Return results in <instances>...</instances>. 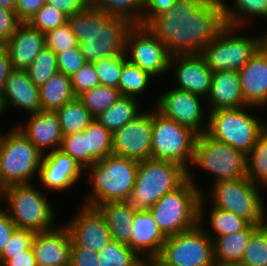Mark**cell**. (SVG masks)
Here are the masks:
<instances>
[{"mask_svg":"<svg viewBox=\"0 0 267 266\" xmlns=\"http://www.w3.org/2000/svg\"><path fill=\"white\" fill-rule=\"evenodd\" d=\"M45 45L55 53L77 47L79 42L68 23L44 33Z\"/></svg>","mask_w":267,"mask_h":266,"instance_id":"44","label":"cell"},{"mask_svg":"<svg viewBox=\"0 0 267 266\" xmlns=\"http://www.w3.org/2000/svg\"><path fill=\"white\" fill-rule=\"evenodd\" d=\"M152 76L128 60L123 64L119 81L121 96L139 97L148 88ZM137 95V96H136Z\"/></svg>","mask_w":267,"mask_h":266,"instance_id":"37","label":"cell"},{"mask_svg":"<svg viewBox=\"0 0 267 266\" xmlns=\"http://www.w3.org/2000/svg\"><path fill=\"white\" fill-rule=\"evenodd\" d=\"M203 194L199 201V223L186 231L168 236L159 256L172 266H216L213 240L202 226Z\"/></svg>","mask_w":267,"mask_h":266,"instance_id":"10","label":"cell"},{"mask_svg":"<svg viewBox=\"0 0 267 266\" xmlns=\"http://www.w3.org/2000/svg\"><path fill=\"white\" fill-rule=\"evenodd\" d=\"M56 54L59 72L69 77H72L87 63L78 46Z\"/></svg>","mask_w":267,"mask_h":266,"instance_id":"48","label":"cell"},{"mask_svg":"<svg viewBox=\"0 0 267 266\" xmlns=\"http://www.w3.org/2000/svg\"><path fill=\"white\" fill-rule=\"evenodd\" d=\"M90 5L132 25H142L143 0H90Z\"/></svg>","mask_w":267,"mask_h":266,"instance_id":"33","label":"cell"},{"mask_svg":"<svg viewBox=\"0 0 267 266\" xmlns=\"http://www.w3.org/2000/svg\"><path fill=\"white\" fill-rule=\"evenodd\" d=\"M59 149L70 155L82 168L88 167V143L85 130L63 136Z\"/></svg>","mask_w":267,"mask_h":266,"instance_id":"45","label":"cell"},{"mask_svg":"<svg viewBox=\"0 0 267 266\" xmlns=\"http://www.w3.org/2000/svg\"><path fill=\"white\" fill-rule=\"evenodd\" d=\"M171 67L175 69L173 75L179 84L176 89L188 91L203 98L208 97L213 72L201 54L173 55L170 58L169 69H172Z\"/></svg>","mask_w":267,"mask_h":266,"instance_id":"18","label":"cell"},{"mask_svg":"<svg viewBox=\"0 0 267 266\" xmlns=\"http://www.w3.org/2000/svg\"><path fill=\"white\" fill-rule=\"evenodd\" d=\"M13 69L26 70L45 45L44 33L22 22L14 35L3 44Z\"/></svg>","mask_w":267,"mask_h":266,"instance_id":"21","label":"cell"},{"mask_svg":"<svg viewBox=\"0 0 267 266\" xmlns=\"http://www.w3.org/2000/svg\"><path fill=\"white\" fill-rule=\"evenodd\" d=\"M227 25L242 27L247 16H258L267 19V0H234L233 8L220 0ZM245 18V19H244Z\"/></svg>","mask_w":267,"mask_h":266,"instance_id":"35","label":"cell"},{"mask_svg":"<svg viewBox=\"0 0 267 266\" xmlns=\"http://www.w3.org/2000/svg\"><path fill=\"white\" fill-rule=\"evenodd\" d=\"M191 164L212 173L213 184L247 177L246 154L206 133L197 136Z\"/></svg>","mask_w":267,"mask_h":266,"instance_id":"12","label":"cell"},{"mask_svg":"<svg viewBox=\"0 0 267 266\" xmlns=\"http://www.w3.org/2000/svg\"><path fill=\"white\" fill-rule=\"evenodd\" d=\"M100 266H140L139 257L128 245L111 240L98 253Z\"/></svg>","mask_w":267,"mask_h":266,"instance_id":"38","label":"cell"},{"mask_svg":"<svg viewBox=\"0 0 267 266\" xmlns=\"http://www.w3.org/2000/svg\"><path fill=\"white\" fill-rule=\"evenodd\" d=\"M120 97L119 89L100 85L83 92L77 98L91 115L97 118L103 111L110 108Z\"/></svg>","mask_w":267,"mask_h":266,"instance_id":"36","label":"cell"},{"mask_svg":"<svg viewBox=\"0 0 267 266\" xmlns=\"http://www.w3.org/2000/svg\"><path fill=\"white\" fill-rule=\"evenodd\" d=\"M126 61V55L123 53L117 57L103 58L93 62L100 85L119 89L120 76Z\"/></svg>","mask_w":267,"mask_h":266,"instance_id":"42","label":"cell"},{"mask_svg":"<svg viewBox=\"0 0 267 266\" xmlns=\"http://www.w3.org/2000/svg\"><path fill=\"white\" fill-rule=\"evenodd\" d=\"M200 97L188 91L174 88L159 95L155 109L164 117L175 120L200 135L206 133L208 127L203 123L206 120L203 117Z\"/></svg>","mask_w":267,"mask_h":266,"instance_id":"16","label":"cell"},{"mask_svg":"<svg viewBox=\"0 0 267 266\" xmlns=\"http://www.w3.org/2000/svg\"><path fill=\"white\" fill-rule=\"evenodd\" d=\"M140 266H172L159 255L149 256L141 259Z\"/></svg>","mask_w":267,"mask_h":266,"instance_id":"57","label":"cell"},{"mask_svg":"<svg viewBox=\"0 0 267 266\" xmlns=\"http://www.w3.org/2000/svg\"><path fill=\"white\" fill-rule=\"evenodd\" d=\"M82 170L70 155L58 149L43 154L38 178L48 189L66 190L79 181Z\"/></svg>","mask_w":267,"mask_h":266,"instance_id":"20","label":"cell"},{"mask_svg":"<svg viewBox=\"0 0 267 266\" xmlns=\"http://www.w3.org/2000/svg\"><path fill=\"white\" fill-rule=\"evenodd\" d=\"M209 217L210 225L212 226L211 229L215 230L216 233L214 234L215 236H212L207 232V235H209L212 240L216 237L243 230L250 224L243 217L215 206L212 207Z\"/></svg>","mask_w":267,"mask_h":266,"instance_id":"40","label":"cell"},{"mask_svg":"<svg viewBox=\"0 0 267 266\" xmlns=\"http://www.w3.org/2000/svg\"><path fill=\"white\" fill-rule=\"evenodd\" d=\"M138 164L137 160L111 153L88 166L93 193L83 205L96 208L105 202L121 201L133 191Z\"/></svg>","mask_w":267,"mask_h":266,"instance_id":"4","label":"cell"},{"mask_svg":"<svg viewBox=\"0 0 267 266\" xmlns=\"http://www.w3.org/2000/svg\"><path fill=\"white\" fill-rule=\"evenodd\" d=\"M237 29L239 27L227 25L202 51L212 72L239 71L257 51L259 36H239L235 34Z\"/></svg>","mask_w":267,"mask_h":266,"instance_id":"13","label":"cell"},{"mask_svg":"<svg viewBox=\"0 0 267 266\" xmlns=\"http://www.w3.org/2000/svg\"><path fill=\"white\" fill-rule=\"evenodd\" d=\"M125 55L129 62L148 72L152 77L169 71L171 55L167 46L146 26L132 25L128 30Z\"/></svg>","mask_w":267,"mask_h":266,"instance_id":"14","label":"cell"},{"mask_svg":"<svg viewBox=\"0 0 267 266\" xmlns=\"http://www.w3.org/2000/svg\"><path fill=\"white\" fill-rule=\"evenodd\" d=\"M31 183L4 188V199L9 204L7 214L18 229L35 233L50 230L54 228V211L45 194Z\"/></svg>","mask_w":267,"mask_h":266,"instance_id":"8","label":"cell"},{"mask_svg":"<svg viewBox=\"0 0 267 266\" xmlns=\"http://www.w3.org/2000/svg\"><path fill=\"white\" fill-rule=\"evenodd\" d=\"M35 232L29 229H16L10 241L0 254V266H2L9 258L14 257L32 247Z\"/></svg>","mask_w":267,"mask_h":266,"instance_id":"46","label":"cell"},{"mask_svg":"<svg viewBox=\"0 0 267 266\" xmlns=\"http://www.w3.org/2000/svg\"><path fill=\"white\" fill-rule=\"evenodd\" d=\"M27 23L34 29L45 33L67 23V16L45 3Z\"/></svg>","mask_w":267,"mask_h":266,"instance_id":"43","label":"cell"},{"mask_svg":"<svg viewBox=\"0 0 267 266\" xmlns=\"http://www.w3.org/2000/svg\"><path fill=\"white\" fill-rule=\"evenodd\" d=\"M187 179V170L172 161L147 159L139 161L133 191L122 200L127 208L140 213L150 209L165 194Z\"/></svg>","mask_w":267,"mask_h":266,"instance_id":"3","label":"cell"},{"mask_svg":"<svg viewBox=\"0 0 267 266\" xmlns=\"http://www.w3.org/2000/svg\"><path fill=\"white\" fill-rule=\"evenodd\" d=\"M191 1L204 2L205 0H191Z\"/></svg>","mask_w":267,"mask_h":266,"instance_id":"63","label":"cell"},{"mask_svg":"<svg viewBox=\"0 0 267 266\" xmlns=\"http://www.w3.org/2000/svg\"><path fill=\"white\" fill-rule=\"evenodd\" d=\"M153 109L151 158L175 162L188 171L198 134Z\"/></svg>","mask_w":267,"mask_h":266,"instance_id":"9","label":"cell"},{"mask_svg":"<svg viewBox=\"0 0 267 266\" xmlns=\"http://www.w3.org/2000/svg\"><path fill=\"white\" fill-rule=\"evenodd\" d=\"M166 238L149 211L136 213L129 247L139 257L159 255Z\"/></svg>","mask_w":267,"mask_h":266,"instance_id":"26","label":"cell"},{"mask_svg":"<svg viewBox=\"0 0 267 266\" xmlns=\"http://www.w3.org/2000/svg\"><path fill=\"white\" fill-rule=\"evenodd\" d=\"M258 187L247 177L217 182L211 188V207L241 216L250 224L265 225L267 214Z\"/></svg>","mask_w":267,"mask_h":266,"instance_id":"11","label":"cell"},{"mask_svg":"<svg viewBox=\"0 0 267 266\" xmlns=\"http://www.w3.org/2000/svg\"><path fill=\"white\" fill-rule=\"evenodd\" d=\"M45 3L69 17L84 10L90 4V0H46Z\"/></svg>","mask_w":267,"mask_h":266,"instance_id":"53","label":"cell"},{"mask_svg":"<svg viewBox=\"0 0 267 266\" xmlns=\"http://www.w3.org/2000/svg\"><path fill=\"white\" fill-rule=\"evenodd\" d=\"M16 229L17 227L8 216L7 211L0 208V254Z\"/></svg>","mask_w":267,"mask_h":266,"instance_id":"54","label":"cell"},{"mask_svg":"<svg viewBox=\"0 0 267 266\" xmlns=\"http://www.w3.org/2000/svg\"><path fill=\"white\" fill-rule=\"evenodd\" d=\"M21 23L14 10L0 5V43L7 42Z\"/></svg>","mask_w":267,"mask_h":266,"instance_id":"49","label":"cell"},{"mask_svg":"<svg viewBox=\"0 0 267 266\" xmlns=\"http://www.w3.org/2000/svg\"><path fill=\"white\" fill-rule=\"evenodd\" d=\"M104 216L112 240L129 246L132 236V222L136 213L130 211L121 201H109L96 207Z\"/></svg>","mask_w":267,"mask_h":266,"instance_id":"28","label":"cell"},{"mask_svg":"<svg viewBox=\"0 0 267 266\" xmlns=\"http://www.w3.org/2000/svg\"><path fill=\"white\" fill-rule=\"evenodd\" d=\"M3 112H4V110H3L2 102L0 100V116L2 115Z\"/></svg>","mask_w":267,"mask_h":266,"instance_id":"61","label":"cell"},{"mask_svg":"<svg viewBox=\"0 0 267 266\" xmlns=\"http://www.w3.org/2000/svg\"><path fill=\"white\" fill-rule=\"evenodd\" d=\"M171 56L201 54L227 26L220 0H175L173 7L145 25Z\"/></svg>","mask_w":267,"mask_h":266,"instance_id":"1","label":"cell"},{"mask_svg":"<svg viewBox=\"0 0 267 266\" xmlns=\"http://www.w3.org/2000/svg\"><path fill=\"white\" fill-rule=\"evenodd\" d=\"M41 110L55 111L76 98L71 77L57 72L39 88Z\"/></svg>","mask_w":267,"mask_h":266,"instance_id":"29","label":"cell"},{"mask_svg":"<svg viewBox=\"0 0 267 266\" xmlns=\"http://www.w3.org/2000/svg\"><path fill=\"white\" fill-rule=\"evenodd\" d=\"M112 153L137 161L151 158L152 110L141 112L113 134Z\"/></svg>","mask_w":267,"mask_h":266,"instance_id":"15","label":"cell"},{"mask_svg":"<svg viewBox=\"0 0 267 266\" xmlns=\"http://www.w3.org/2000/svg\"><path fill=\"white\" fill-rule=\"evenodd\" d=\"M138 104L135 97L121 96L95 119L113 134L141 113Z\"/></svg>","mask_w":267,"mask_h":266,"instance_id":"30","label":"cell"},{"mask_svg":"<svg viewBox=\"0 0 267 266\" xmlns=\"http://www.w3.org/2000/svg\"><path fill=\"white\" fill-rule=\"evenodd\" d=\"M30 119L17 128L36 146V148L45 154L47 148L51 151L58 150L62 142V133L58 116L55 111L40 110L36 113H30ZM47 149V150H46Z\"/></svg>","mask_w":267,"mask_h":266,"instance_id":"22","label":"cell"},{"mask_svg":"<svg viewBox=\"0 0 267 266\" xmlns=\"http://www.w3.org/2000/svg\"><path fill=\"white\" fill-rule=\"evenodd\" d=\"M247 178L256 185L267 187V127L257 137L256 143L246 155Z\"/></svg>","mask_w":267,"mask_h":266,"instance_id":"34","label":"cell"},{"mask_svg":"<svg viewBox=\"0 0 267 266\" xmlns=\"http://www.w3.org/2000/svg\"><path fill=\"white\" fill-rule=\"evenodd\" d=\"M71 247L66 225L35 233L32 244L38 266H70Z\"/></svg>","mask_w":267,"mask_h":266,"instance_id":"19","label":"cell"},{"mask_svg":"<svg viewBox=\"0 0 267 266\" xmlns=\"http://www.w3.org/2000/svg\"><path fill=\"white\" fill-rule=\"evenodd\" d=\"M240 266H267V226H260L251 236Z\"/></svg>","mask_w":267,"mask_h":266,"instance_id":"41","label":"cell"},{"mask_svg":"<svg viewBox=\"0 0 267 266\" xmlns=\"http://www.w3.org/2000/svg\"><path fill=\"white\" fill-rule=\"evenodd\" d=\"M2 266H38L32 247L9 258Z\"/></svg>","mask_w":267,"mask_h":266,"instance_id":"55","label":"cell"},{"mask_svg":"<svg viewBox=\"0 0 267 266\" xmlns=\"http://www.w3.org/2000/svg\"><path fill=\"white\" fill-rule=\"evenodd\" d=\"M246 108L249 107L217 109L209 112L205 123L208 125L206 134L247 155L267 125L255 115L249 114Z\"/></svg>","mask_w":267,"mask_h":266,"instance_id":"7","label":"cell"},{"mask_svg":"<svg viewBox=\"0 0 267 266\" xmlns=\"http://www.w3.org/2000/svg\"><path fill=\"white\" fill-rule=\"evenodd\" d=\"M207 101L209 112L217 109L247 106L242 95L241 82L237 70L213 72ZM211 106V107H210Z\"/></svg>","mask_w":267,"mask_h":266,"instance_id":"25","label":"cell"},{"mask_svg":"<svg viewBox=\"0 0 267 266\" xmlns=\"http://www.w3.org/2000/svg\"><path fill=\"white\" fill-rule=\"evenodd\" d=\"M262 225L249 224L245 229L213 240L216 265L239 264L252 234Z\"/></svg>","mask_w":267,"mask_h":266,"instance_id":"27","label":"cell"},{"mask_svg":"<svg viewBox=\"0 0 267 266\" xmlns=\"http://www.w3.org/2000/svg\"><path fill=\"white\" fill-rule=\"evenodd\" d=\"M238 73L245 104L251 108L267 105V59L259 49Z\"/></svg>","mask_w":267,"mask_h":266,"instance_id":"23","label":"cell"},{"mask_svg":"<svg viewBox=\"0 0 267 266\" xmlns=\"http://www.w3.org/2000/svg\"><path fill=\"white\" fill-rule=\"evenodd\" d=\"M0 5L14 10L16 6V0H0Z\"/></svg>","mask_w":267,"mask_h":266,"instance_id":"59","label":"cell"},{"mask_svg":"<svg viewBox=\"0 0 267 266\" xmlns=\"http://www.w3.org/2000/svg\"><path fill=\"white\" fill-rule=\"evenodd\" d=\"M174 3L175 0H143L142 26H145L158 14L169 11Z\"/></svg>","mask_w":267,"mask_h":266,"instance_id":"51","label":"cell"},{"mask_svg":"<svg viewBox=\"0 0 267 266\" xmlns=\"http://www.w3.org/2000/svg\"><path fill=\"white\" fill-rule=\"evenodd\" d=\"M70 266H100L98 254L87 248L79 247L72 241Z\"/></svg>","mask_w":267,"mask_h":266,"instance_id":"50","label":"cell"},{"mask_svg":"<svg viewBox=\"0 0 267 266\" xmlns=\"http://www.w3.org/2000/svg\"><path fill=\"white\" fill-rule=\"evenodd\" d=\"M46 0H16L15 13L21 22H28Z\"/></svg>","mask_w":267,"mask_h":266,"instance_id":"52","label":"cell"},{"mask_svg":"<svg viewBox=\"0 0 267 266\" xmlns=\"http://www.w3.org/2000/svg\"><path fill=\"white\" fill-rule=\"evenodd\" d=\"M2 199H4V187L0 184V201H2Z\"/></svg>","mask_w":267,"mask_h":266,"instance_id":"60","label":"cell"},{"mask_svg":"<svg viewBox=\"0 0 267 266\" xmlns=\"http://www.w3.org/2000/svg\"><path fill=\"white\" fill-rule=\"evenodd\" d=\"M258 40V49L261 51V53L266 57L267 59V34L265 35H259Z\"/></svg>","mask_w":267,"mask_h":266,"instance_id":"58","label":"cell"},{"mask_svg":"<svg viewBox=\"0 0 267 266\" xmlns=\"http://www.w3.org/2000/svg\"><path fill=\"white\" fill-rule=\"evenodd\" d=\"M1 102L4 111L9 105L25 109L29 114L41 110L39 88L30 81L27 70L11 71L5 81Z\"/></svg>","mask_w":267,"mask_h":266,"instance_id":"24","label":"cell"},{"mask_svg":"<svg viewBox=\"0 0 267 266\" xmlns=\"http://www.w3.org/2000/svg\"><path fill=\"white\" fill-rule=\"evenodd\" d=\"M216 266H240L239 264H232V265H216Z\"/></svg>","mask_w":267,"mask_h":266,"instance_id":"62","label":"cell"},{"mask_svg":"<svg viewBox=\"0 0 267 266\" xmlns=\"http://www.w3.org/2000/svg\"><path fill=\"white\" fill-rule=\"evenodd\" d=\"M61 128L62 136L84 131L95 119L76 97L55 110Z\"/></svg>","mask_w":267,"mask_h":266,"instance_id":"31","label":"cell"},{"mask_svg":"<svg viewBox=\"0 0 267 266\" xmlns=\"http://www.w3.org/2000/svg\"><path fill=\"white\" fill-rule=\"evenodd\" d=\"M43 154L17 128L0 133V184L5 188L30 183L39 173ZM37 172V173H36Z\"/></svg>","mask_w":267,"mask_h":266,"instance_id":"6","label":"cell"},{"mask_svg":"<svg viewBox=\"0 0 267 266\" xmlns=\"http://www.w3.org/2000/svg\"><path fill=\"white\" fill-rule=\"evenodd\" d=\"M71 84L76 97L83 92L100 86L99 76L93 63L87 62L71 77Z\"/></svg>","mask_w":267,"mask_h":266,"instance_id":"47","label":"cell"},{"mask_svg":"<svg viewBox=\"0 0 267 266\" xmlns=\"http://www.w3.org/2000/svg\"><path fill=\"white\" fill-rule=\"evenodd\" d=\"M13 70L12 63L5 48H0V100L5 86V81Z\"/></svg>","mask_w":267,"mask_h":266,"instance_id":"56","label":"cell"},{"mask_svg":"<svg viewBox=\"0 0 267 266\" xmlns=\"http://www.w3.org/2000/svg\"><path fill=\"white\" fill-rule=\"evenodd\" d=\"M79 42V51L86 62L117 57L125 53V39L132 24L114 17L90 4L80 13L67 17Z\"/></svg>","mask_w":267,"mask_h":266,"instance_id":"2","label":"cell"},{"mask_svg":"<svg viewBox=\"0 0 267 266\" xmlns=\"http://www.w3.org/2000/svg\"><path fill=\"white\" fill-rule=\"evenodd\" d=\"M201 195L188 170L187 179L175 190L165 194L148 211L166 237L176 235L199 223Z\"/></svg>","mask_w":267,"mask_h":266,"instance_id":"5","label":"cell"},{"mask_svg":"<svg viewBox=\"0 0 267 266\" xmlns=\"http://www.w3.org/2000/svg\"><path fill=\"white\" fill-rule=\"evenodd\" d=\"M85 136L88 143V166L112 153V133L96 119L85 129Z\"/></svg>","mask_w":267,"mask_h":266,"instance_id":"32","label":"cell"},{"mask_svg":"<svg viewBox=\"0 0 267 266\" xmlns=\"http://www.w3.org/2000/svg\"><path fill=\"white\" fill-rule=\"evenodd\" d=\"M30 81L38 88L43 86L54 74L59 72L57 54L45 47L26 69Z\"/></svg>","mask_w":267,"mask_h":266,"instance_id":"39","label":"cell"},{"mask_svg":"<svg viewBox=\"0 0 267 266\" xmlns=\"http://www.w3.org/2000/svg\"><path fill=\"white\" fill-rule=\"evenodd\" d=\"M66 226L72 241L79 247L99 253L109 243L111 232L101 212L91 206L82 205Z\"/></svg>","mask_w":267,"mask_h":266,"instance_id":"17","label":"cell"}]
</instances>
